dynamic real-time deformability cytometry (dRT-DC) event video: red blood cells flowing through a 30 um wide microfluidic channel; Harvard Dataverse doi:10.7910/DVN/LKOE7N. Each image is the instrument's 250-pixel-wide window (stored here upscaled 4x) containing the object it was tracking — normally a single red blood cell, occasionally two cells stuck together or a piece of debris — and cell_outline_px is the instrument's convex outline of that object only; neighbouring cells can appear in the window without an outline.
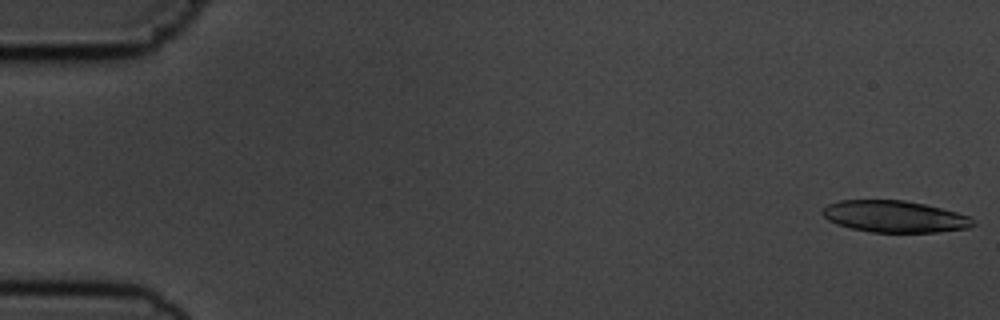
{"species": "common noctule bat (a hibernating species)", "species_latin": "Nyctalus noctula", "temperature_condition": "cold", "stored_images_in_passage": 8, "camera_frame_rate_fps": 3000, "um_per_image_px": 0.085, "animal": {"sex": "male", "body_mass_g": 19.5, "forearm_length_mm": 54.6}, "frame": {"image": 1, "passage_image": 1, "time_ms": 0.0, "image_size_px": [1000, 320], "cell_outline_px": [[976, 224], [968, 228], [936, 232], [872, 232], [852, 228], [836, 224], [828, 220], [820, 212], [828, 204], [840, 200], [904, 200], [924, 204], [972, 216]], "centroid_in_image_um": [76.05, 18.4], "position_along_channel_um": 8.9, "area_um2": 27.8}}
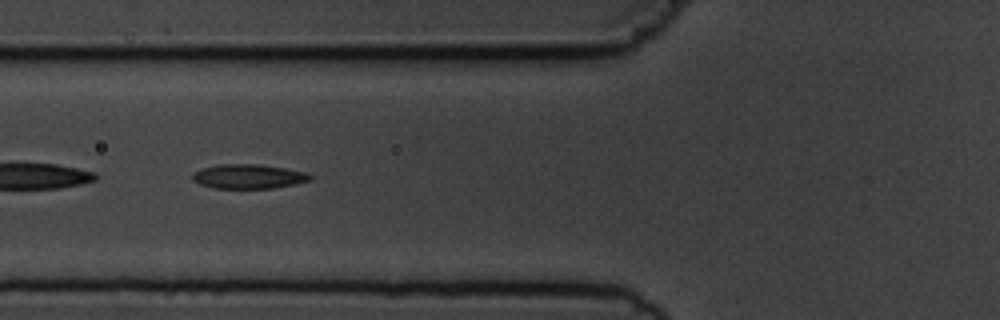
{"frame": {"image": 2, "passage_image": 7, "time_ms": 6.667, "image_size_px": [1000, 320], "cell_outline_px": [[312, 180], [296, 184], [272, 188], [216, 188], [200, 184], [192, 180], [192, 172], [200, 168], [220, 164], [256, 164], [284, 168], [304, 172], [312, 176]], "centroid_in_image_um": [21.09, 14.99], "position_along_channel_um": 104.7, "area_um2": 16.7}}